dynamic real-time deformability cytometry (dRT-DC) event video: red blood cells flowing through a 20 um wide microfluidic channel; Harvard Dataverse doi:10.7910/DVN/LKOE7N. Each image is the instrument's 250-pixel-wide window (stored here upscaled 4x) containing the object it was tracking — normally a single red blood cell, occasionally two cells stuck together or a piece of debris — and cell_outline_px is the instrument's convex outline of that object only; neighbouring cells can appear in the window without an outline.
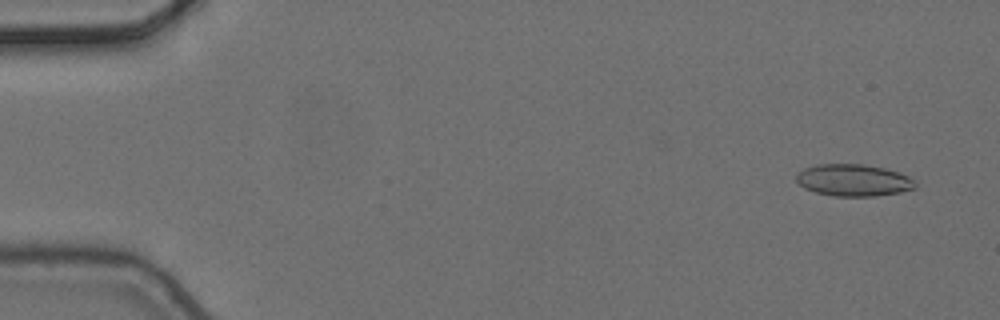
{"species": "common noctule bat (a hibernating species)", "species_latin": "Nyctalus noctula", "temperature_condition": "cold", "stored_images_in_passage": 5, "camera_frame_rate_fps": 3000, "um_per_image_px": 0.085, "animal": {"sex": "female", "body_mass_g": 24.6, "forearm_length_mm": 56.2}, "frame": {"image": 1, "passage_image": 2, "time_ms": 0.333, "image_size_px": [1000, 320], "cell_outline_px": [[916, 188], [900, 192], [872, 196], [832, 196], [816, 192], [804, 188], [796, 180], [796, 176], [804, 168], [816, 164], [864, 164], [884, 168], [908, 176], [916, 184]], "centroid_in_image_um": [72.52, 15.31], "position_along_channel_um": 12.5, "area_um2": 21.96}}